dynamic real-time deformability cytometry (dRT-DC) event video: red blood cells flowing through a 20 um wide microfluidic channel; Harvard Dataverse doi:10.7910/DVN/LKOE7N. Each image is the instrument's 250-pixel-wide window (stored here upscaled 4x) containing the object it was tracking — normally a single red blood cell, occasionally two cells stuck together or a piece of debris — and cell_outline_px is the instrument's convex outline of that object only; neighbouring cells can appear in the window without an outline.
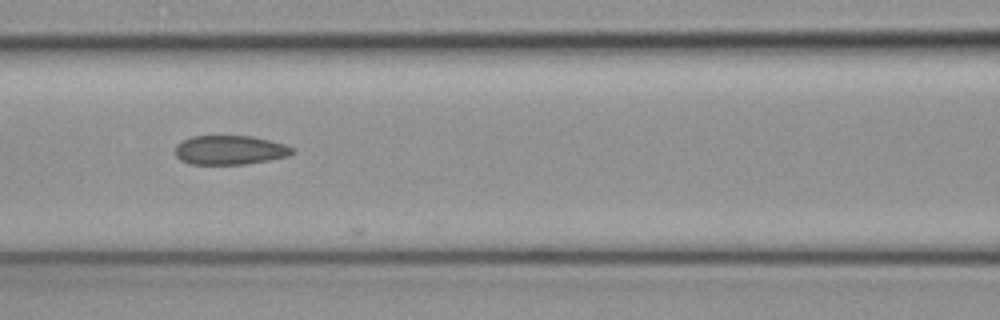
{"species": "common noctule bat (a hibernating species)", "species_latin": "Nyctalus noctula", "temperature_condition": "cold", "stored_images_in_passage": 23, "camera_frame_rate_fps": 3000, "um_per_image_px": 0.085, "animal": {"sex": "female", "body_mass_g": 19.3, "forearm_length_mm": 54.1}, "frame": {"image": 1, "passage_image": 22, "time_ms": 7.0, "image_size_px": [1000, 320], "cell_outline_px": [[296, 148], [288, 156], [268, 160], [244, 164], [188, 164], [180, 160], [176, 156], [176, 144], [192, 136], [252, 136], [284, 144]], "centroid_in_image_um": [19.52, 12.75], "position_along_channel_um": 147.1, "area_um2": 19.83}}